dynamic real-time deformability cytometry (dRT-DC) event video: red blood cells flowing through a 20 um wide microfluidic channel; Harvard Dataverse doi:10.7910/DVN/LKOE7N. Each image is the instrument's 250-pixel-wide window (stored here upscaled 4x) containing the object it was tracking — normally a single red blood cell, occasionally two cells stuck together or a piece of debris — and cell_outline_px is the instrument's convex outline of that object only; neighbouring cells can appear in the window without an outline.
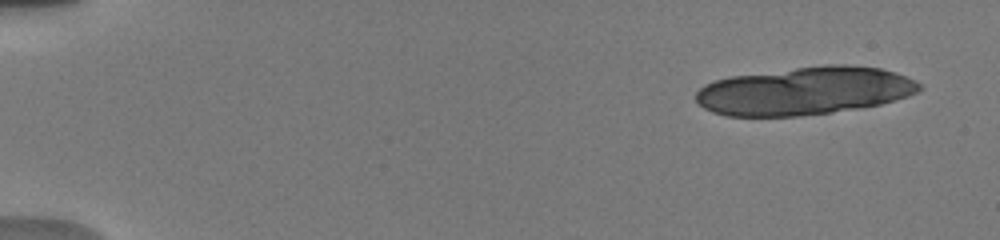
{"species": "human", "species_latin": "Homo sapiens", "temperature_condition": "warm", "stored_images_in_passage": 9, "camera_frame_rate_fps": 3000, "um_per_image_px": 0.085, "donor": {"sex": "male"}, "frame": {"image": 1, "passage_image": 2, "time_ms": 0.667, "image_size_px": [1000, 240], "cell_outline_px": [[920, 92], [908, 96], [880, 104], [864, 108], [800, 116], [728, 116], [712, 112], [704, 108], [696, 100], [696, 92], [704, 84], [716, 80], [732, 76], [824, 64], [844, 64], [880, 68], [896, 72], [920, 84]], "centroid_in_image_um": [68.4, 7.73], "position_along_channel_um": 16.6, "area_um2": 62.54}}
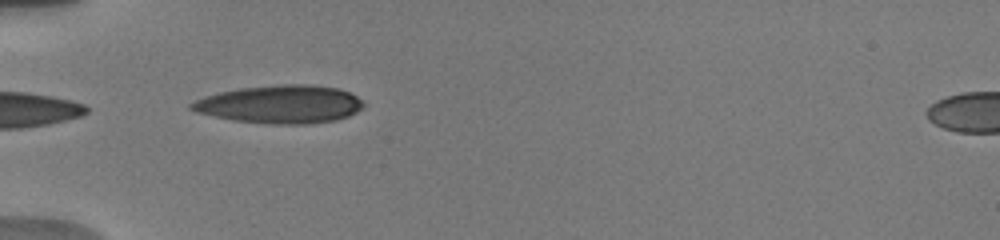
{"frame": {"image": 2, "passage_image": 8, "time_ms": 5.667, "image_size_px": [1000, 240], "cell_outline_px": [[364, 108], [348, 116], [336, 120], [308, 124], [272, 124], [232, 120], [196, 112], [188, 108], [188, 104], [204, 96], [220, 92], [240, 88], [280, 84], [312, 84], [340, 88], [356, 96], [364, 104]], "centroid_in_image_um": [23.82, 8.86], "position_along_channel_um": 61.2, "area_um2": 38.38}}
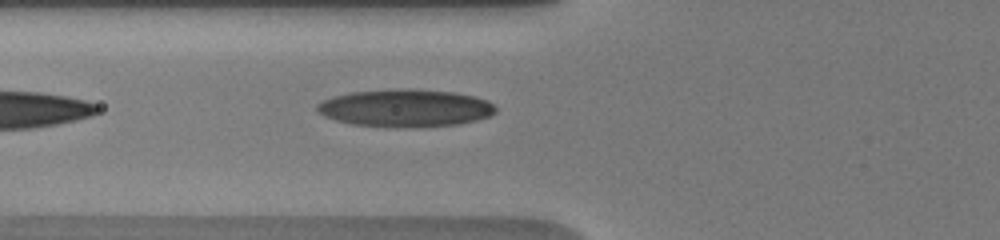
{"frame": {"image": 3, "passage_image": 9, "time_ms": 6.667, "image_size_px": [1000, 240], "cell_outline_px": [[496, 112], [488, 116], [476, 120], [456, 124], [352, 124], [336, 120], [324, 116], [316, 108], [316, 104], [332, 96], [348, 92], [400, 88], [412, 88], [456, 92], [488, 100], [496, 108]], "centroid_in_image_um": [34.44, 9.11], "position_along_channel_um": 91.4, "area_um2": 37.74}}